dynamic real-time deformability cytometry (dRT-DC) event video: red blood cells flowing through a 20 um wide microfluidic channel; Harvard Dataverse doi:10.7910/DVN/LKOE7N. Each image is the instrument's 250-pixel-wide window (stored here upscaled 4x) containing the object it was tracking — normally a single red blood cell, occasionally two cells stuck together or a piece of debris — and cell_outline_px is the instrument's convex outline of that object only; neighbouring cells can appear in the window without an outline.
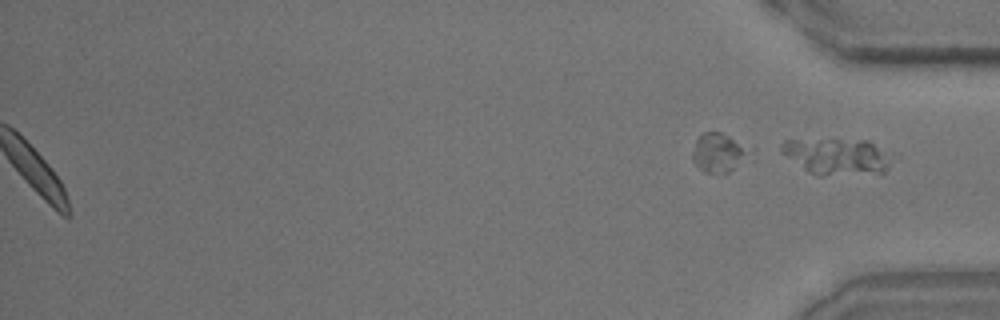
{"species": "common noctule bat (a hibernating species)", "species_latin": "Nyctalus noctula", "temperature_condition": "room temperature", "stored_images_in_passage": 46, "segment_of_instrument_passage": [2, 2], "camera_frame_rate_fps": 3000, "um_per_image_px": 0.085, "animal": {"sex": "male", "body_mass_g": 15.6}, "frame": {"image": 1, "passage_image": 46, "time_ms": 15.0, "image_size_px": [1000, 320], "cell_outline_px": [[892, 160], [888, 168], [884, 172], [820, 176], [816, 176], [808, 172], [780, 152], [780, 144], [784, 140], [868, 140]], "centroid_in_image_um": [71.06, 13.31], "position_along_channel_um": 364.1, "area_um2": 22.95}}